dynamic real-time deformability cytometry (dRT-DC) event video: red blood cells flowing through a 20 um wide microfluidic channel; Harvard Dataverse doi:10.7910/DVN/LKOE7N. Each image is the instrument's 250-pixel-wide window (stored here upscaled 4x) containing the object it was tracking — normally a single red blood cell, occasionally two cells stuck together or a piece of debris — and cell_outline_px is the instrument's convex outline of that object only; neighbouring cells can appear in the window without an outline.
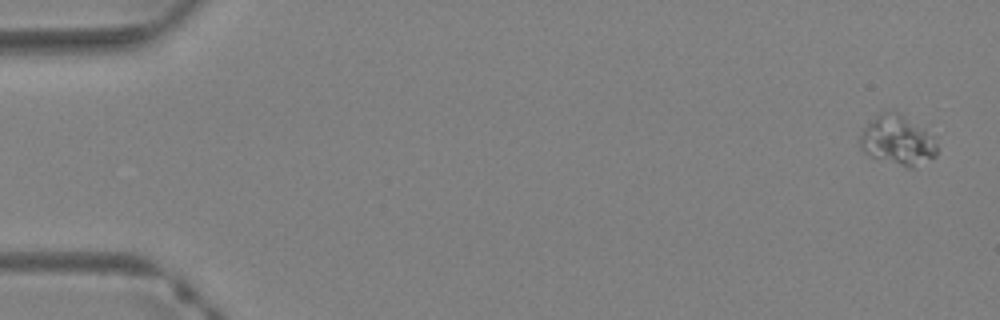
{"species": "Egyptian fruit bat (a non-hibernating species)", "species_latin": "Rousettus aegyptiacus", "temperature_condition": "warm", "stored_images_in_passage": 5, "camera_frame_rate_fps": 3000, "um_per_image_px": 0.085, "animal": {"sex": "female"}, "frame": {"image": 1, "passage_image": 1, "time_ms": 0.0, "image_size_px": [1000, 320], "cell_outline_px": [[936, 156], [912, 168], [908, 168], [872, 156], [864, 152], [860, 148], [860, 132], [880, 112], [892, 108], [900, 112], [924, 128], [936, 144]], "centroid_in_image_um": [76.27, 11.89], "position_along_channel_um": 8.7, "area_um2": 22.2}}
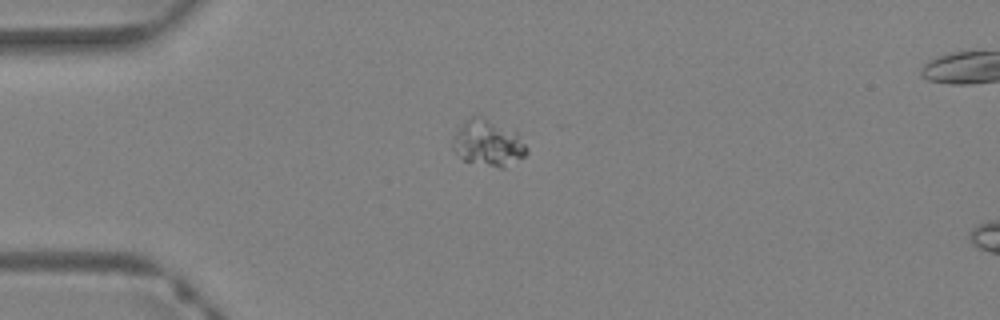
{"frame": {"image": 2, "passage_image": 4, "time_ms": 1.0, "image_size_px": [1000, 320], "cell_outline_px": [[528, 152], [524, 156], [504, 168], [500, 168], [464, 160], [452, 148], [460, 128], [464, 120], [468, 116], [480, 112], [516, 132], [528, 148]], "centroid_in_image_um": [41.52, 12.1], "position_along_channel_um": 43.5, "area_um2": 20.0}}